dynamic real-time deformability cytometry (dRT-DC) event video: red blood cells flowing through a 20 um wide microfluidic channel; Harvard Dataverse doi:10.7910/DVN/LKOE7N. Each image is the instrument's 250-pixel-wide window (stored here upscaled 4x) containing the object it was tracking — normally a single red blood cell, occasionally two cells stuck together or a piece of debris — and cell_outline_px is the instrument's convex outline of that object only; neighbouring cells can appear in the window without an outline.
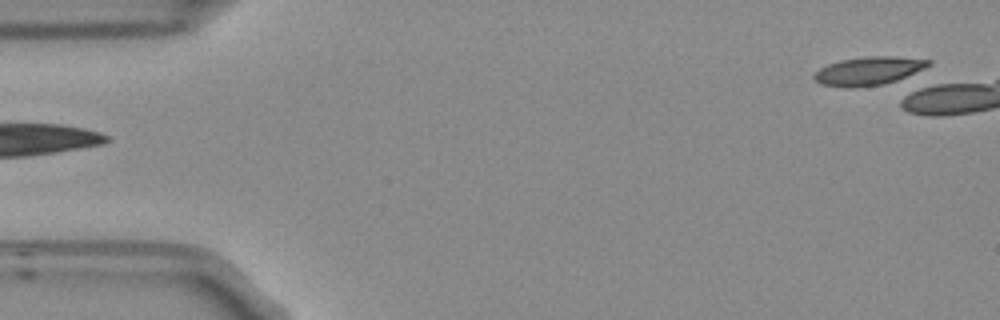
{"species": "Egyptian fruit bat (a non-hibernating species)", "species_latin": "Rousettus aegyptiacus", "temperature_condition": "room temperature", "stored_images_in_passage": 4, "camera_frame_rate_fps": 3000, "um_per_image_px": 0.085, "frame": {"image": 1, "passage_image": 3, "time_ms": 0.667, "image_size_px": [1000, 320], "cell_outline_px": [[932, 64], [924, 68], [896, 80], [884, 84], [844, 88], [820, 84], [812, 76], [820, 68], [828, 64], [840, 60], [868, 56], [896, 56], [932, 60]], "centroid_in_image_um": [73.81, 6.02], "position_along_channel_um": 11.2, "area_um2": 18.79}}